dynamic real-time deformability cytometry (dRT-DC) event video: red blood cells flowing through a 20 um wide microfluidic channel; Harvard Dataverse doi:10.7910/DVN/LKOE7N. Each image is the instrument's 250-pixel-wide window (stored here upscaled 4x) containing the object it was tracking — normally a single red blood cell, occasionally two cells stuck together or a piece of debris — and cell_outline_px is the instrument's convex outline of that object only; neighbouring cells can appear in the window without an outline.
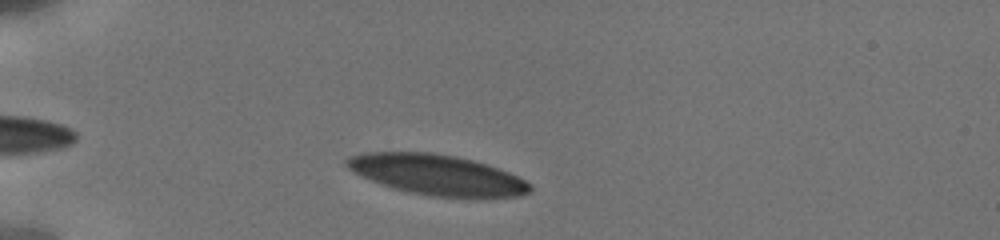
{"species": "human", "species_latin": "Homo sapiens", "temperature_condition": "cold", "stored_images_in_passage": 50, "camera_frame_rate_fps": 3000, "um_per_image_px": 0.085, "donor": {"sex": "male"}, "frame": {"image": 1, "passage_image": 6, "time_ms": 1.667, "image_size_px": [1000, 240], "cell_outline_px": [[532, 188], [528, 192], [520, 196], [432, 196], [392, 188], [360, 176], [352, 172], [344, 164], [344, 160], [348, 156], [364, 152], [432, 152], [456, 156], [488, 164], [508, 172], [532, 184]], "centroid_in_image_um": [37.07, 14.82], "position_along_channel_um": 47.9, "area_um2": 42.77}}
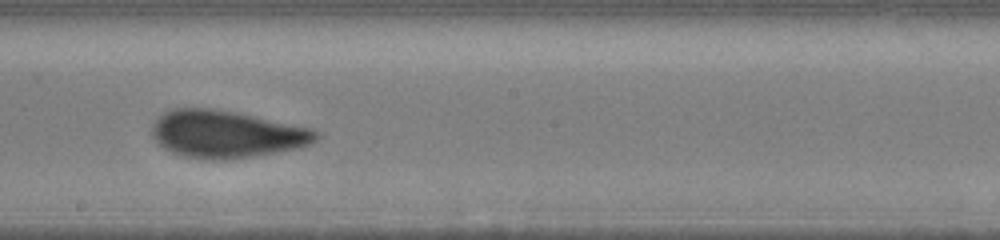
{"frame": {"image": 2, "passage_image": 28, "time_ms": 7.333, "image_size_px": [1000, 240], "cell_outline_px": [[320, 136], [312, 144], [300, 148], [252, 156], [224, 160], [204, 160], [184, 156], [172, 152], [164, 148], [152, 136], [152, 124], [164, 112], [172, 108], [212, 108], [236, 112], [312, 128]], "centroid_in_image_um": [19.24, 11.4], "position_along_channel_um": 229.0, "area_um2": 45.32}}
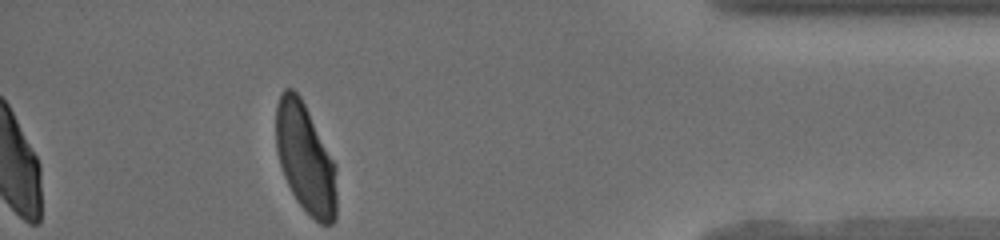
{"frame": {"image": 3, "passage_image": 50, "time_ms": 13.0, "image_size_px": [1000, 240], "cell_outline_px": [[336, 220], [332, 224], [320, 224], [296, 200], [284, 176], [280, 164], [276, 148], [276, 104], [284, 88], [292, 88], [300, 96], [336, 164]], "centroid_in_image_um": [25.96, 13.47], "position_along_channel_um": 409.2, "area_um2": 38.55}, "authors_computed_cell_mechanics": {"area_um2": 44.3326, "velocity_mm_per_s": 3.8192, "shape_relaxation_time_tau1_ms": 4.2297, "shape_relaxation_time_tau2_ms": 0.6572, "deformation_change_tau1": 0.1463, "deformation_change_tau2": 0.0582}}